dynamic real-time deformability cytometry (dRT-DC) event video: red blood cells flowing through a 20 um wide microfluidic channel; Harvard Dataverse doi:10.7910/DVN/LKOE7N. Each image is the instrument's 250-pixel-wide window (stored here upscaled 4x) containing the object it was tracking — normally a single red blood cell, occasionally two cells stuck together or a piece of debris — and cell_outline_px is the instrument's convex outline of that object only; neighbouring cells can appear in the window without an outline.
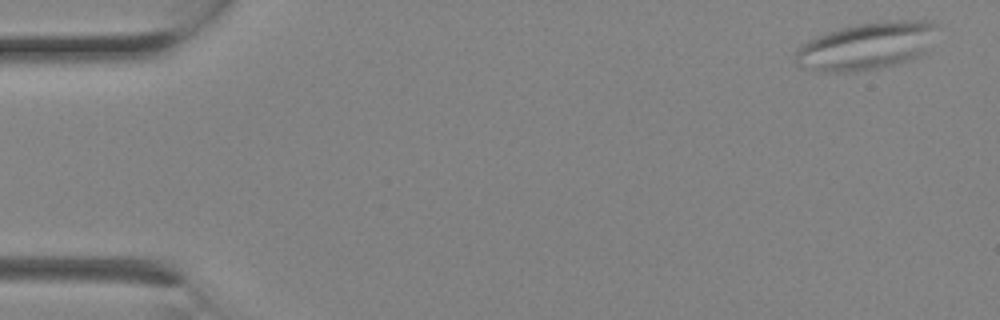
{"species": "Egyptian fruit bat (a non-hibernating species)", "species_latin": "Rousettus aegyptiacus", "temperature_condition": "room temperature", "stored_images_in_passage": 2, "camera_frame_rate_fps": 3000, "um_per_image_px": 0.085, "animal": {"sex": "female"}, "frame": {"image": 1, "passage_image": 1, "time_ms": 0.0, "image_size_px": [1000, 320], "cell_outline_px": [[936, 24], [924, 52], [908, 60], [876, 68], [848, 72], [820, 72], [800, 68], [796, 60], [796, 48], [808, 40], [816, 36], [840, 28], [856, 24], [888, 20], [932, 20]], "centroid_in_image_um": [73.56, 3.9], "position_along_channel_um": 11.4, "area_um2": 38.61}}